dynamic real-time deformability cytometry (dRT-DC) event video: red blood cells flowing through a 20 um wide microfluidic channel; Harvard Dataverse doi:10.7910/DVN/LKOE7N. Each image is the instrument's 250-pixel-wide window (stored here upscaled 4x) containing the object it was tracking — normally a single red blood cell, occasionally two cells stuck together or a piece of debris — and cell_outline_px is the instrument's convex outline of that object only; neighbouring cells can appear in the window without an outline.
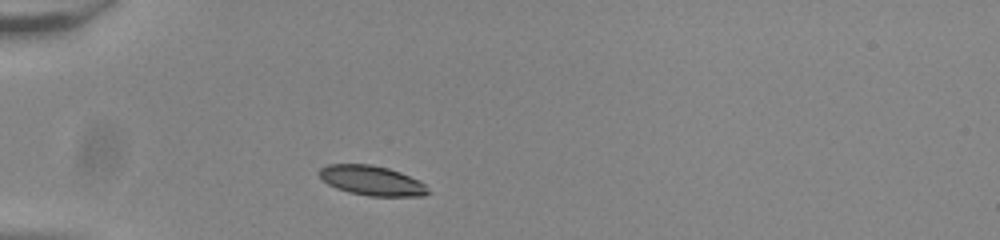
{"species": "common noctule bat (a hibernating species)", "species_latin": "Nyctalus noctula", "temperature_condition": "room temperature", "stored_images_in_passage": 33, "camera_frame_rate_fps": 3000, "um_per_image_px": 0.085, "animal": {"sex": "male", "body_mass_g": 20.0, "forearm_length_mm": 53.3}, "frame": {"image": 1, "passage_image": 1, "time_ms": 0.0, "image_size_px": [1000, 240], "cell_outline_px": [[432, 192], [424, 196], [368, 196], [348, 192], [336, 188], [328, 184], [316, 172], [320, 168], [328, 164], [372, 164], [388, 168], [400, 172], [424, 184]], "centroid_in_image_um": [31.58, 15.35], "position_along_channel_um": 53.4, "area_um2": 18.9}}
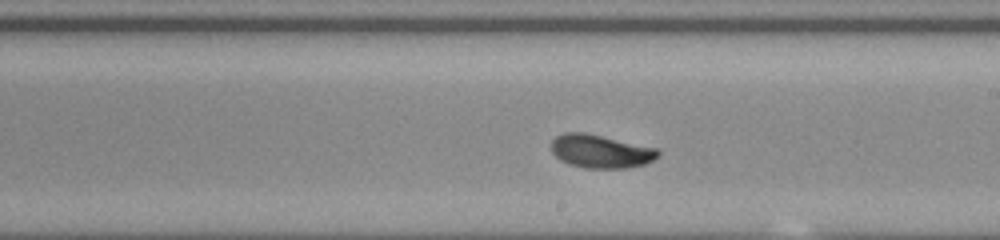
{"frame": {"image": 2, "passage_image": 17, "time_ms": 5.333, "image_size_px": [1000, 240], "cell_outline_px": [[660, 152], [652, 160], [644, 164], [624, 168], [584, 168], [568, 164], [560, 160], [552, 152], [552, 140], [556, 136], [564, 132], [584, 132], [656, 148]], "centroid_in_image_um": [51.0, 12.86], "position_along_channel_um": 238.0, "area_um2": 20.52}}
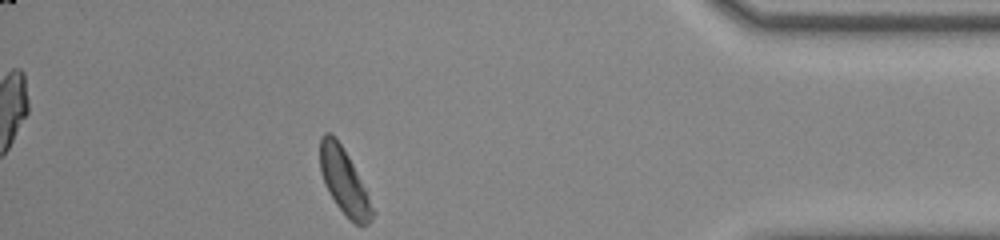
{"frame": {"image": 3, "passage_image": 33, "time_ms": 10.667, "image_size_px": [1000, 240], "cell_outline_px": [[376, 212], [372, 220], [368, 224], [356, 224], [336, 204], [324, 184], [320, 172], [320, 136], [324, 132], [328, 132], [340, 144], [348, 156]], "centroid_in_image_um": [29.24, 15.43], "position_along_channel_um": 406.0, "area_um2": 19.42}, "authors_computed_cell_mechanics": {"area_um2": 20.519, "velocity_mm_per_s": 3.8139, "shape_relaxation_time_tau1_ms": 3.4325, "shape_relaxation_time_tau2_ms": 2.4818, "deformation_change_tau1": 0.1328, "deformation_change_tau2": 0.0515}}